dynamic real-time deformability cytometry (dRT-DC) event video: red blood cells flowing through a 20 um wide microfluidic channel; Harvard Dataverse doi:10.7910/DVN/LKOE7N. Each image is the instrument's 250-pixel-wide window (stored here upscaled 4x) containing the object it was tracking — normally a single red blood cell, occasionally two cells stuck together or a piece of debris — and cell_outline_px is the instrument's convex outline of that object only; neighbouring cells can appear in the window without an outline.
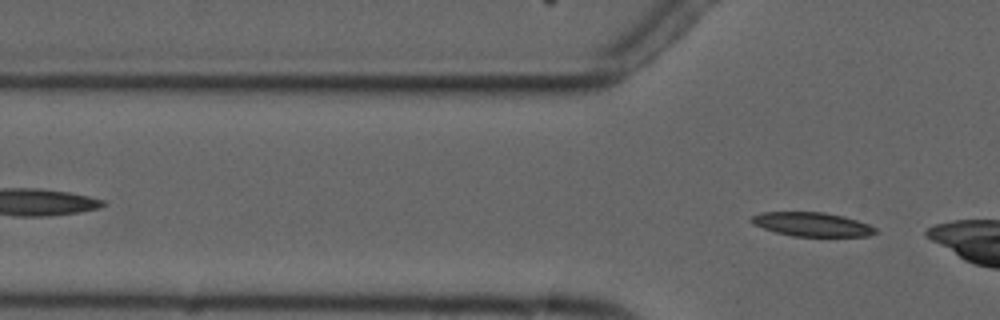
{"species": "common noctule bat (a hibernating species)", "species_latin": "Nyctalus noctula", "temperature_condition": "cold", "stored_images_in_passage": 6, "camera_frame_rate_fps": 3000, "um_per_image_px": 0.085, "animal": {"sex": "male", "forearm_length_mm": 52.5}, "frame": {"image": 1, "passage_image": 6, "time_ms": 5.667, "image_size_px": [1000, 320], "cell_outline_px": [[876, 232], [868, 236], [792, 236], [776, 232], [764, 228], [748, 220], [752, 216], [760, 212], [824, 212], [844, 216], [868, 224], [876, 228]], "centroid_in_image_um": [69.01, 19.06], "position_along_channel_um": 56.8, "area_um2": 17.17}}